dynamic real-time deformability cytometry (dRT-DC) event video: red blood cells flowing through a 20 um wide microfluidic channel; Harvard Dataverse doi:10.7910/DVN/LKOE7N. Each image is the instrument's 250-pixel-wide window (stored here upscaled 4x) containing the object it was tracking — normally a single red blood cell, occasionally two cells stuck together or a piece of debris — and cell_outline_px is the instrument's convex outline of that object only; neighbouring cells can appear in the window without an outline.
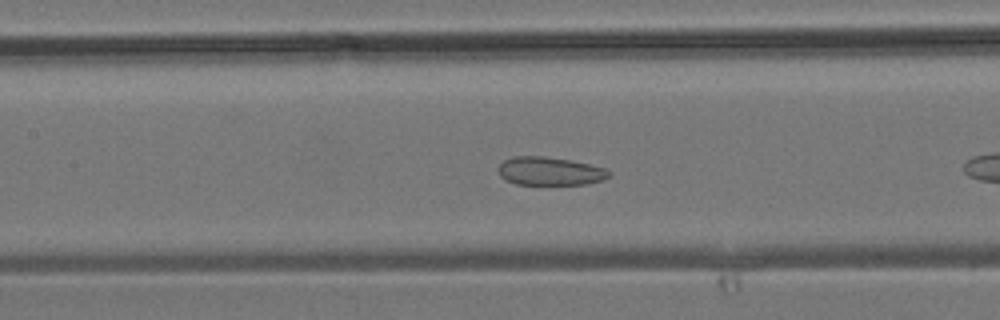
{"species": "common noctule bat (a hibernating species)", "species_latin": "Nyctalus noctula", "temperature_condition": "room temperature", "stored_images_in_passage": 9, "camera_frame_rate_fps": 3000, "um_per_image_px": 0.085, "animal": {"sex": "male", "body_mass_g": 19.2, "forearm_length_mm": 51.8}, "frame": {"image": 1, "passage_image": 8, "time_ms": 2.333, "image_size_px": [1000, 320], "cell_outline_px": [[612, 172], [604, 180], [588, 184], [516, 184], [504, 180], [500, 176], [496, 168], [504, 160], [512, 156], [544, 156], [568, 160], [588, 164], [604, 168]], "centroid_in_image_um": [46.69, 14.55], "position_along_channel_um": 160.7, "area_um2": 18.32}}